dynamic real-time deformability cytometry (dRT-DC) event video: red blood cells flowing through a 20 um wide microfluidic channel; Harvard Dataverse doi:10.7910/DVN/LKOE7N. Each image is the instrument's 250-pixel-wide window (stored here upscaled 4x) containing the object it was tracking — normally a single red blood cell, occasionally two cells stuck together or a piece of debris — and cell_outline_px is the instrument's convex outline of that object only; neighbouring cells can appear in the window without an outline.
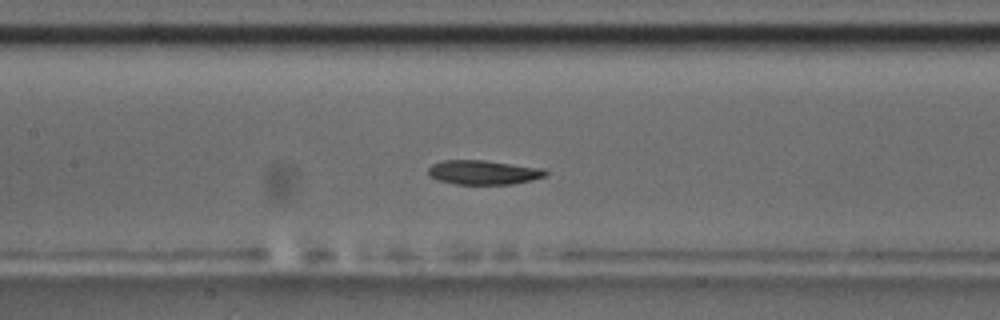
{"species": "common noctule bat (a hibernating species)", "species_latin": "Nyctalus noctula", "temperature_condition": "room temperature", "stored_images_in_passage": 52, "camera_frame_rate_fps": 3000, "um_per_image_px": 0.085, "animal": {"sex": "male", "body_mass_g": 17.5, "forearm_length_mm": 52.3}, "frame": {"image": 1, "passage_image": 23, "time_ms": 7.333, "image_size_px": [1000, 320], "cell_outline_px": [[548, 172], [544, 176], [532, 180], [512, 184], [456, 184], [436, 180], [428, 176], [428, 168], [432, 164], [444, 160], [484, 160], [544, 168]], "centroid_in_image_um": [41.07, 14.65], "position_along_channel_um": 166.3, "area_um2": 16.7}}
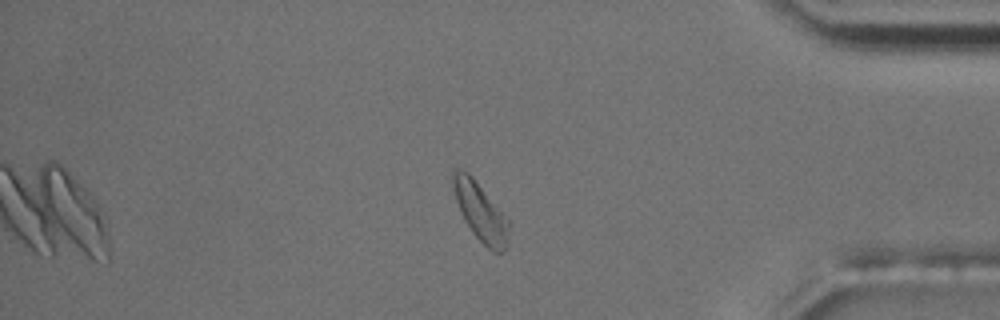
{"frame": {"image": 2, "passage_image": 44, "time_ms": 14.333, "image_size_px": [1000, 320], "cell_outline_px": [[508, 248], [500, 252], [492, 252], [472, 232], [464, 220], [460, 212], [452, 188], [452, 168], [460, 168], [468, 172], [472, 176], [508, 220]], "centroid_in_image_um": [40.8, 17.99], "position_along_channel_um": 394.4, "area_um2": 18.79}}
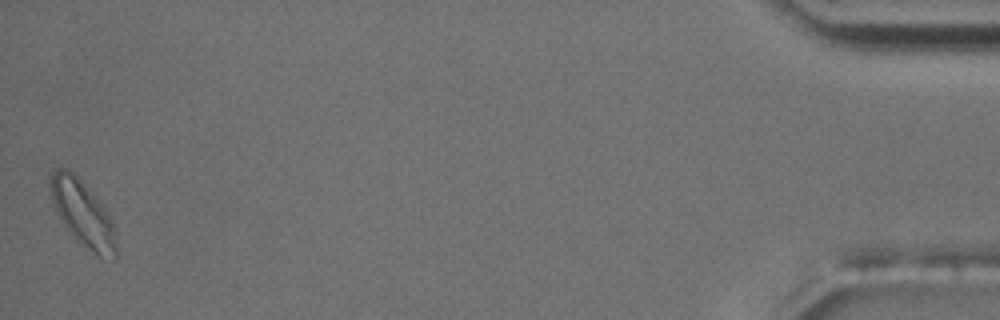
{"frame": {"image": 3, "passage_image": 52, "time_ms": 17.0, "image_size_px": [1000, 320], "cell_outline_px": [[116, 256], [112, 260], [100, 256], [92, 252], [64, 224], [52, 200], [52, 172], [56, 168], [68, 168], [80, 180], [108, 212], [112, 220], [116, 236]], "centroid_in_image_um": [7.09, 18.16], "position_along_channel_um": 428.1, "area_um2": 23.99}, "authors_computed_cell_mechanics": {"area_um2": 17.34, "velocity_mm_per_s": 3.647, "shape_relaxation_time_tau1_ms": 5.7031, "shape_relaxation_time_tau2_ms": 6.4715, "deformation_change_tau1": 0.1308, "deformation_change_tau2": 0.1236}}